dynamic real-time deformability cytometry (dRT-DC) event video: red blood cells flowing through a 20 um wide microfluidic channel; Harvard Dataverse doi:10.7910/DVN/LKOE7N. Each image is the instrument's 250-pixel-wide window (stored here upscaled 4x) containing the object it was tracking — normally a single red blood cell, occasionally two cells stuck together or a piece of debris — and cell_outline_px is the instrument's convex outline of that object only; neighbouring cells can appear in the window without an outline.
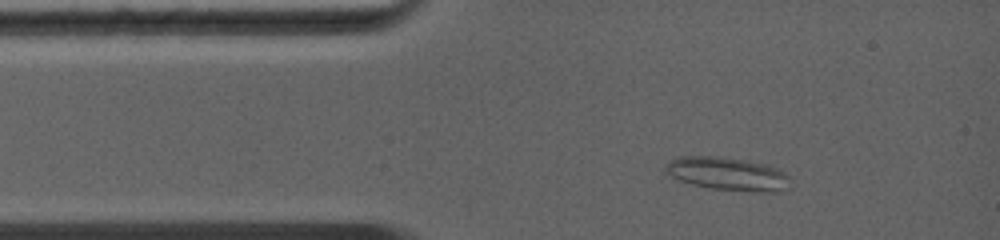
{"species": "common noctule bat (a hibernating species)", "species_latin": "Nyctalus noctula", "temperature_condition": "warm", "stored_images_in_passage": 3, "camera_frame_rate_fps": 5000, "um_per_image_px": 0.085, "animal": {"sex": "female", "body_mass_g": 19.0, "forearm_length_mm": 56.7}, "frame": {"image": 1, "passage_image": 2, "time_ms": 1.0, "image_size_px": [1000, 240], "cell_outline_px": [[788, 176], [780, 192], [760, 192], [712, 188], [692, 184], [680, 180], [672, 176], [664, 168], [664, 164], [680, 156], [716, 156], [744, 160], [764, 164], [780, 168]], "centroid_in_image_um": [61.8, 14.76], "position_along_channel_um": 23.2, "area_um2": 23.58}}